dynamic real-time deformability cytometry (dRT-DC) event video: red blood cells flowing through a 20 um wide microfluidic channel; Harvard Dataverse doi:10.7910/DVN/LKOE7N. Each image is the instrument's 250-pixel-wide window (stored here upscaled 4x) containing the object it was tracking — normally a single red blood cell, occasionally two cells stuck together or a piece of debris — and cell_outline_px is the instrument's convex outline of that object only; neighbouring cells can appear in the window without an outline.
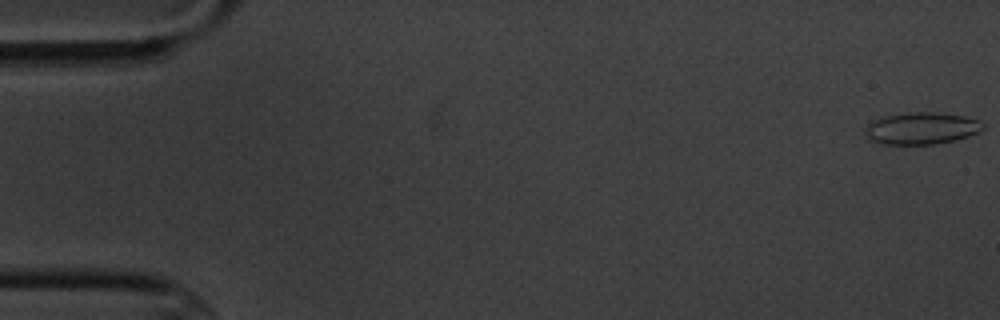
{"species": "common noctule bat (a hibernating species)", "species_latin": "Nyctalus noctula", "temperature_condition": "cold", "stored_images_in_passage": 8, "camera_frame_rate_fps": 3000, "um_per_image_px": 0.085, "animal": {"sex": "male", "body_mass_g": 20.1, "forearm_length_mm": 53.5}, "frame": {"image": 1, "passage_image": 1, "time_ms": 0.0, "image_size_px": [1000, 320], "cell_outline_px": [[984, 128], [980, 132], [956, 140], [936, 144], [884, 144], [868, 140], [864, 132], [864, 128], [872, 120], [880, 116], [916, 112], [932, 112], [964, 116], [980, 120], [984, 124]], "centroid_in_image_um": [78.31, 10.91], "position_along_channel_um": 6.7, "area_um2": 22.2}}
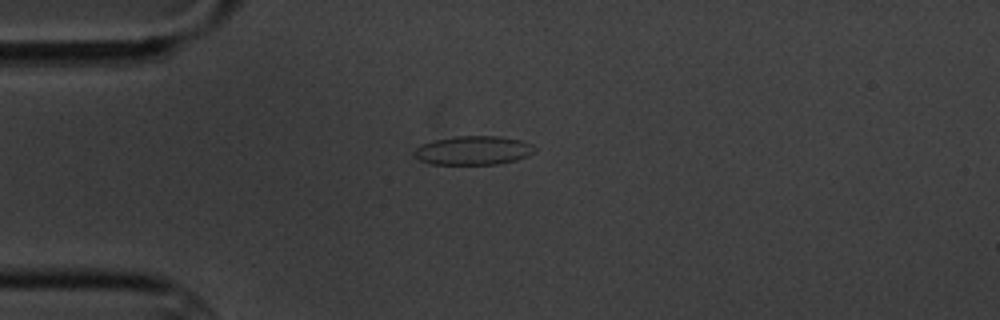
{"frame": {"image": 2, "passage_image": 5, "time_ms": 4.667, "image_size_px": [1000, 320], "cell_outline_px": [[536, 148], [528, 156], [516, 160], [500, 164], [432, 164], [420, 160], [412, 152], [420, 144], [436, 140], [456, 136], [500, 136], [520, 140], [532, 144]], "centroid_in_image_um": [40.24, 12.78], "position_along_channel_um": 44.8, "area_um2": 20.23}}
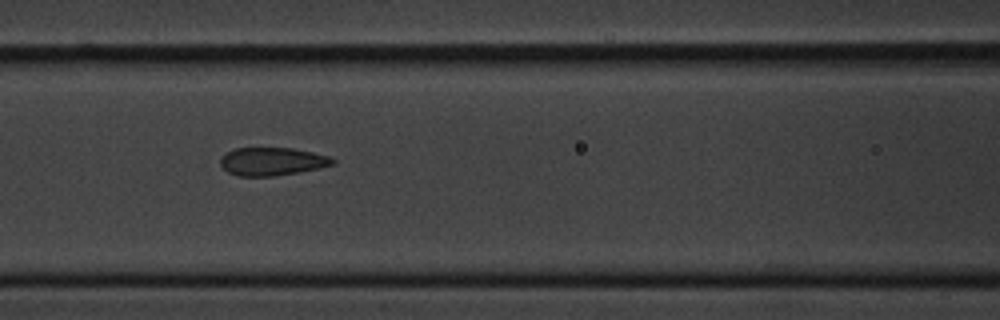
{"frame": {"image": 3, "passage_image": 8, "time_ms": 8.0, "image_size_px": [1000, 320], "cell_outline_px": [[336, 164], [320, 168], [300, 172], [272, 176], [236, 176], [228, 172], [220, 164], [220, 156], [236, 148], [292, 148], [332, 156], [336, 160]], "centroid_in_image_um": [23.17, 13.72], "position_along_channel_um": 143.4, "area_um2": 18.55}}